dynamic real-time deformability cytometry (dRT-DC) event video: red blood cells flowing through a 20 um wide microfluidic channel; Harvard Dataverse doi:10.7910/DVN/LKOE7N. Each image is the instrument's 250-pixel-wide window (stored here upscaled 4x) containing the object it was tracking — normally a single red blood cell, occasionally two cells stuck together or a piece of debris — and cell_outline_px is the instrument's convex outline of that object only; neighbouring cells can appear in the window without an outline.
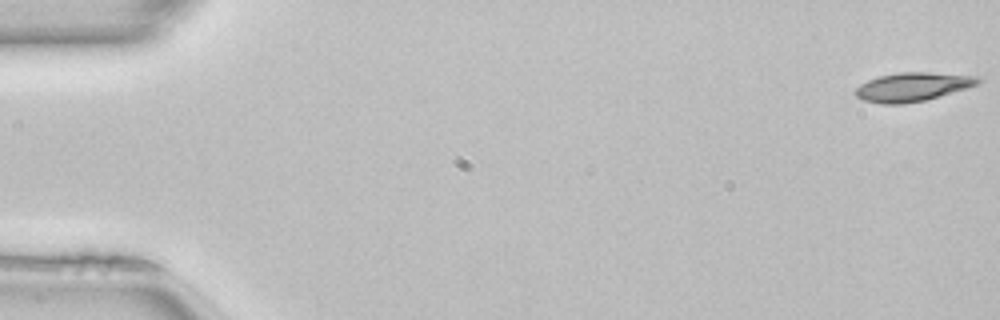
{"species": "common noctule bat (a hibernating species)", "species_latin": "Nyctalus noctula", "temperature_condition": "room temperature", "stored_images_in_passage": 50, "camera_frame_rate_fps": 3000, "um_per_image_px": 0.085, "animal": {"sex": "female", "body_mass_g": 22.7, "forearm_length_mm": 54.2}, "frame": {"image": 1, "passage_image": 1, "time_ms": 0.0, "image_size_px": [1000, 320], "cell_outline_px": [[984, 80], [980, 84], [968, 88], [924, 100], [904, 104], [880, 104], [864, 100], [856, 96], [852, 92], [860, 84], [868, 80], [880, 76], [900, 72], [928, 72], [976, 76]], "centroid_in_image_um": [77.57, 7.38], "position_along_channel_um": 7.4, "area_um2": 20.63}}
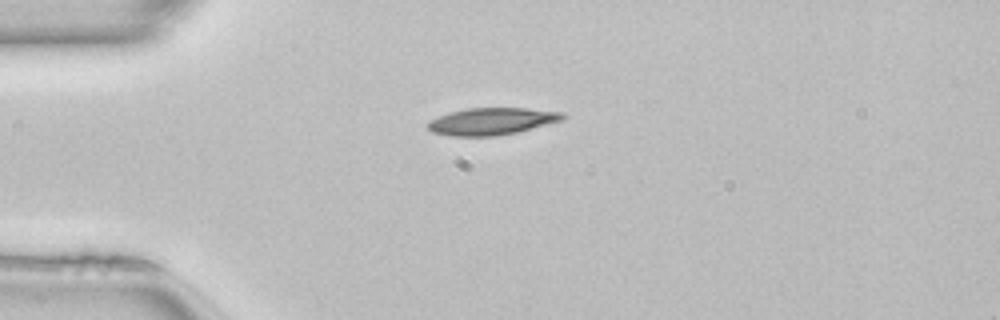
{"frame": {"image": 2, "passage_image": 13, "time_ms": 4.0, "image_size_px": [1000, 320], "cell_outline_px": [[568, 116], [560, 120], [516, 132], [496, 136], [448, 136], [432, 132], [428, 128], [428, 120], [448, 112], [468, 108], [528, 108], [564, 112]], "centroid_in_image_um": [41.76, 10.3], "position_along_channel_um": 43.2, "area_um2": 21.27}}
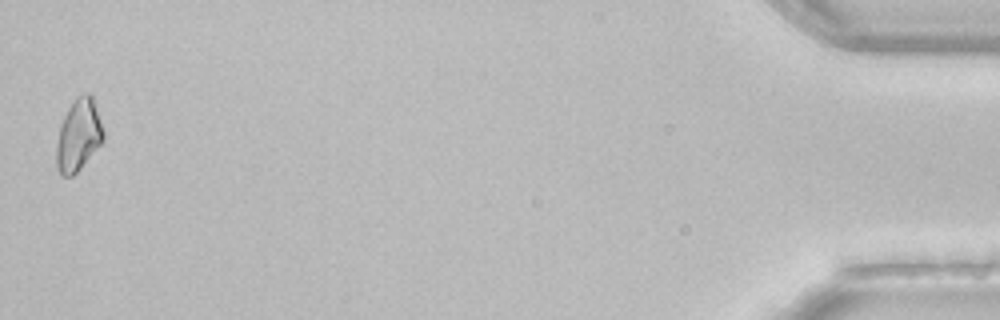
{"frame": {"image": 3, "passage_image": 50, "time_ms": 16.333, "image_size_px": [1000, 320], "cell_outline_px": [[104, 140], [80, 168], [72, 176], [60, 176], [56, 168], [56, 144], [60, 124], [68, 108], [76, 96], [88, 92], [92, 96], [104, 132]], "centroid_in_image_um": [6.65, 11.5], "position_along_channel_um": 428.6, "area_um2": 19.65}, "authors_computed_cell_mechanics": {"area_um2": 19.941, "velocity_mm_per_s": 4.0851, "shape_relaxation_time_tau1_ms": 9.2457, "shape_relaxation_time_tau2_ms": null, "deformation_change_tau1": 0.1823, "deformation_change_tau2": null}}